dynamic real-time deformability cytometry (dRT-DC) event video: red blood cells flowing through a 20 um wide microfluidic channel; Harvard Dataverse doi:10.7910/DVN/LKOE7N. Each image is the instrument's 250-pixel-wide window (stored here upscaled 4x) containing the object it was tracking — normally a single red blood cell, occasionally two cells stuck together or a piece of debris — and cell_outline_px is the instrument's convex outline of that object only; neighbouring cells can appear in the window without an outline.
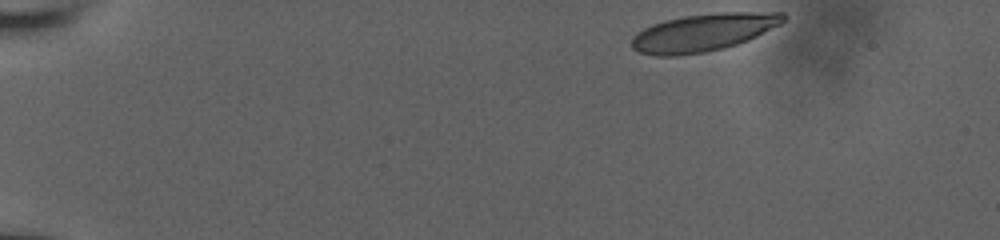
{"species": "human", "species_latin": "Homo sapiens", "temperature_condition": "room temperature", "stored_images_in_passage": 56, "camera_frame_rate_fps": 3000, "um_per_image_px": 0.085, "donor": {"sex": "male"}, "frame": {"image": 1, "passage_image": 1, "time_ms": 0.0, "image_size_px": [1000, 240], "cell_outline_px": [[788, 16], [780, 24], [748, 40], [724, 48], [704, 52], [676, 56], [656, 56], [640, 52], [632, 48], [632, 36], [644, 28], [652, 24], [684, 16], [716, 12], [784, 12]], "centroid_in_image_um": [59.79, 2.75], "position_along_channel_um": 25.2, "area_um2": 33.12}}
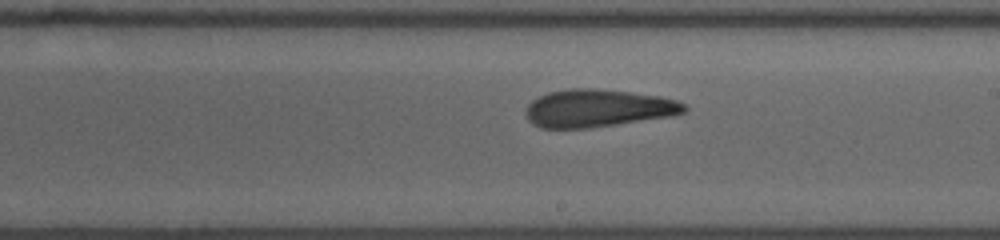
{"frame": {"image": 2, "passage_image": 31, "time_ms": 8.667, "image_size_px": [1000, 240], "cell_outline_px": [[688, 108], [684, 112], [672, 116], [588, 128], [540, 128], [532, 124], [528, 120], [524, 112], [524, 108], [532, 100], [548, 92], [568, 88], [596, 88], [660, 96], [676, 100], [684, 104]], "centroid_in_image_um": [50.77, 9.2], "position_along_channel_um": 238.2, "area_um2": 34.91}}
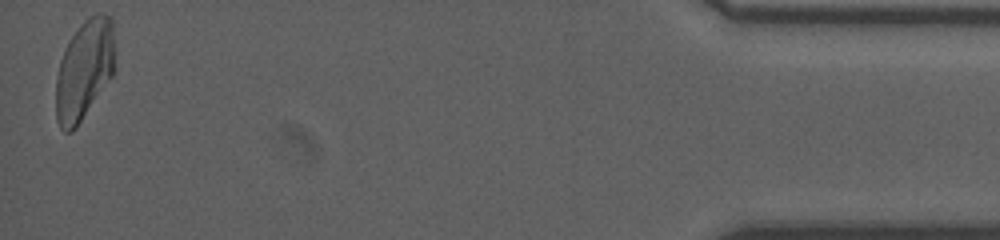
{"frame": {"image": 3, "passage_image": 56, "time_ms": 15.667, "image_size_px": [1000, 240], "cell_outline_px": [[116, 68], [112, 76], [76, 128], [72, 132], [64, 132], [60, 128], [56, 120], [56, 76], [60, 60], [68, 40], [80, 24], [88, 16], [96, 12], [104, 12], [112, 16]], "centroid_in_image_um": [7.18, 5.9], "position_along_channel_um": 428.0, "area_um2": 35.03}, "authors_computed_cell_mechanics": {"area_um2": 34.7089, "velocity_mm_per_s": 3.8369, "shape_relaxation_time_tau1_ms": 10.6472, "shape_relaxation_time_tau2_ms": 2.5729, "deformation_change_tau1": 0.2401, "deformation_change_tau2": 0.1065}}